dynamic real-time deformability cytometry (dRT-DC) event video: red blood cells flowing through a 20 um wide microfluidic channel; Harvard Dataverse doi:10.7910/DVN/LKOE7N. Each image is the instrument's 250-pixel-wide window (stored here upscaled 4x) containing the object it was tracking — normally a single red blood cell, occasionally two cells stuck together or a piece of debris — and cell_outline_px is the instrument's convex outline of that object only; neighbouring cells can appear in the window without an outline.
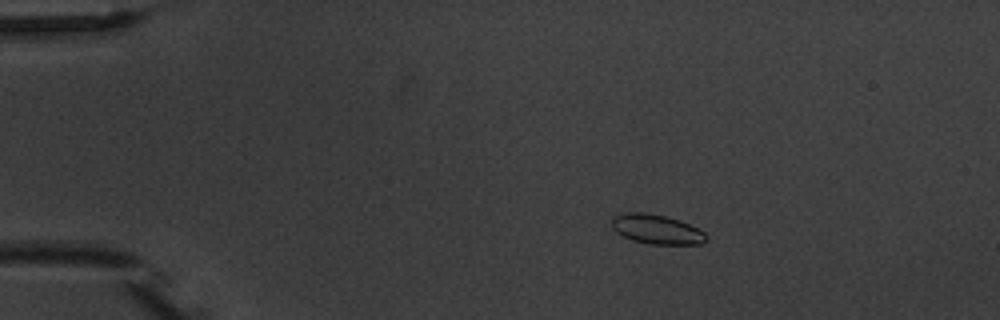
{"species": "common noctule bat (a hibernating species)", "species_latin": "Nyctalus noctula", "temperature_condition": "warm", "stored_images_in_passage": 5, "camera_frame_rate_fps": 3000, "um_per_image_px": 0.085, "animal": {"sex": "male", "body_mass_g": 20.1, "forearm_length_mm": 53.5}, "frame": {"image": 1, "passage_image": 3, "time_ms": 2.667, "image_size_px": [1000, 320], "cell_outline_px": [[708, 240], [700, 244], [648, 244], [632, 240], [616, 232], [612, 228], [612, 220], [616, 216], [624, 212], [644, 212], [664, 216], [680, 220], [704, 232], [708, 236]], "centroid_in_image_um": [55.82, 19.49], "position_along_channel_um": 29.2, "area_um2": 16.18}}